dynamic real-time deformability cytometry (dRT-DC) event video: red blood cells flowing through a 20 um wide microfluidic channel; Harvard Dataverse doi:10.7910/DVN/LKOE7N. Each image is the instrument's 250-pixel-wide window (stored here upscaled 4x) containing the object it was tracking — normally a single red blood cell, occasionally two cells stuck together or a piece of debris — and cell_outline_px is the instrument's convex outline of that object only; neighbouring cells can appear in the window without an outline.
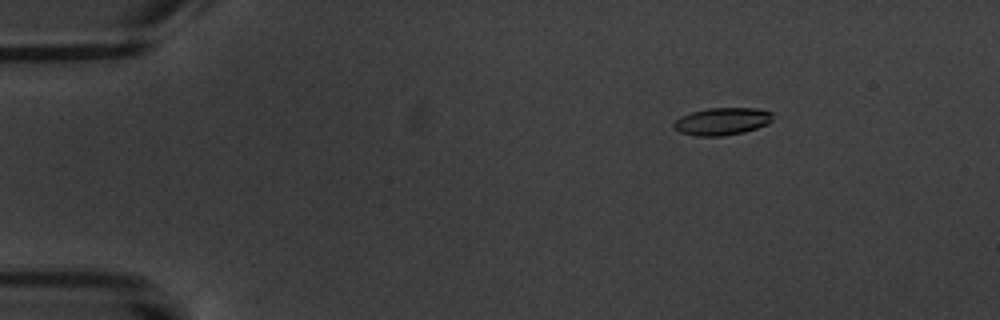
{"species": "common noctule bat (a hibernating species)", "species_latin": "Nyctalus noctula", "temperature_condition": "warm", "stored_images_in_passage": 9, "camera_frame_rate_fps": 3000, "um_per_image_px": 0.085, "animal": {"sex": "male", "body_mass_g": 20.1, "forearm_length_mm": 53.5}, "frame": {"image": 1, "passage_image": 3, "time_ms": 2.333, "image_size_px": [1000, 320], "cell_outline_px": [[772, 120], [768, 124], [744, 132], [720, 136], [696, 136], [680, 132], [672, 128], [672, 124], [680, 116], [692, 112], [708, 108], [756, 108], [772, 112]], "centroid_in_image_um": [61.35, 10.31], "position_along_channel_um": 23.6, "area_um2": 15.84}}
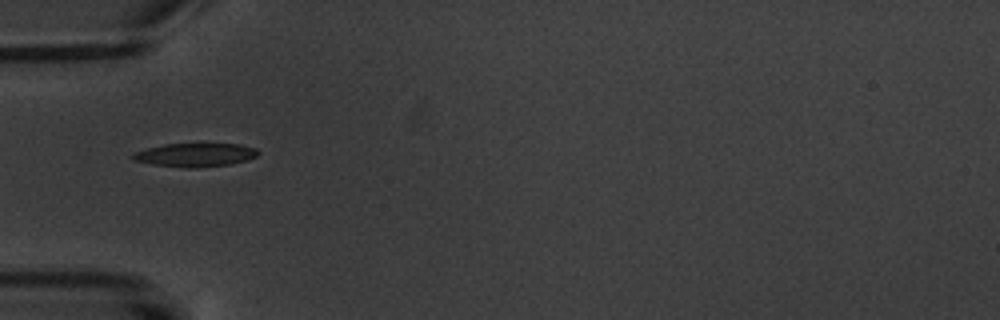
{"frame": {"image": 2, "passage_image": 6, "time_ms": 6.0, "image_size_px": [1000, 320], "cell_outline_px": [[260, 152], [256, 156], [248, 160], [228, 164], [196, 168], [188, 168], [152, 164], [132, 160], [132, 156], [136, 152], [148, 148], [164, 144], [240, 144], [256, 148]], "centroid_in_image_um": [16.62, 13.17], "position_along_channel_um": 68.4, "area_um2": 17.05}}